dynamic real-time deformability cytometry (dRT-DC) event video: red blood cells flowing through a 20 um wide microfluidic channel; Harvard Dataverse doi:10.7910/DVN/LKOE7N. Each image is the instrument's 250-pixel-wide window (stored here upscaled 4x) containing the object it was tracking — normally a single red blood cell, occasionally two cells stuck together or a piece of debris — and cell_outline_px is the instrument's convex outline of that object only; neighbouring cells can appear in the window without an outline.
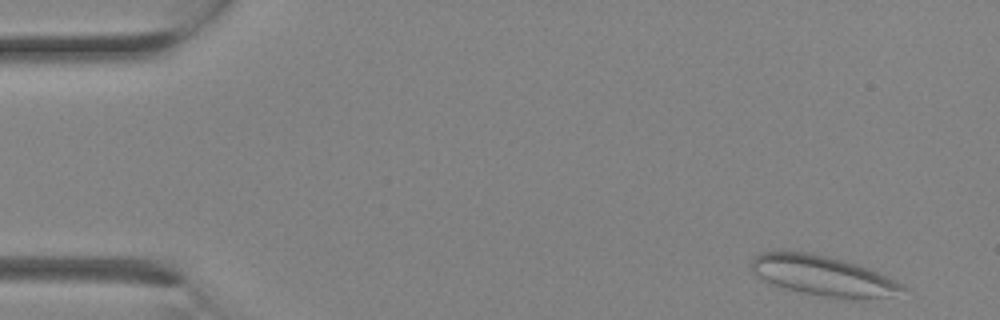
{"species": "Egyptian fruit bat (a non-hibernating species)", "species_latin": "Rousettus aegyptiacus", "temperature_condition": "room temperature", "stored_images_in_passage": 10, "camera_frame_rate_fps": 3000, "um_per_image_px": 0.085, "animal": {"sex": "female"}, "frame": {"image": 1, "passage_image": 1, "time_ms": 0.0, "image_size_px": [1000, 320], "cell_outline_px": [[908, 288], [888, 296], [860, 300], [828, 296], [804, 292], [784, 288], [772, 284], [764, 280], [752, 268], [752, 256], [760, 252], [808, 252], [844, 260], [868, 268]], "centroid_in_image_um": [69.93, 23.43], "position_along_channel_um": 15.1, "area_um2": 34.33}}
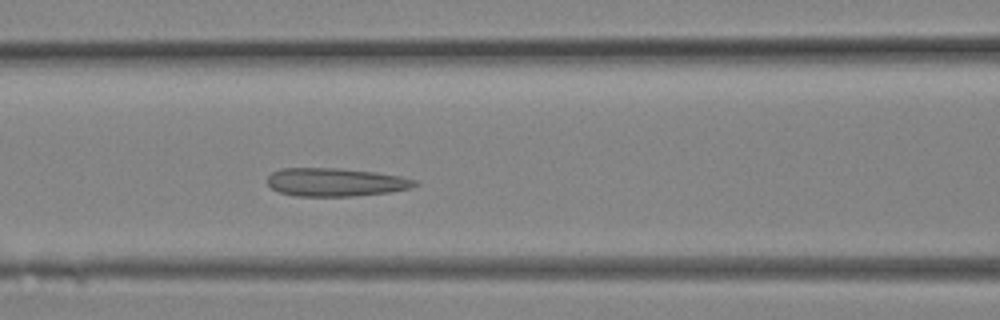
{"frame": {"image": 2, "passage_image": 10, "time_ms": 3.0, "image_size_px": [1000, 320], "cell_outline_px": [[420, 184], [408, 188], [388, 192], [352, 196], [296, 196], [280, 192], [272, 188], [268, 184], [268, 176], [272, 172], [280, 168], [340, 168], [376, 172], [400, 176], [420, 180]], "centroid_in_image_um": [28.54, 15.47], "position_along_channel_um": 138.1, "area_um2": 24.33}}